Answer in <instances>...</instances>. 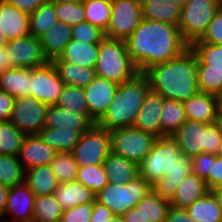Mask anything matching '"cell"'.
<instances>
[{"label": "cell", "mask_w": 222, "mask_h": 222, "mask_svg": "<svg viewBox=\"0 0 222 222\" xmlns=\"http://www.w3.org/2000/svg\"><path fill=\"white\" fill-rule=\"evenodd\" d=\"M56 22H58V18L55 5L46 2L29 14V35L40 39Z\"/></svg>", "instance_id": "cell-35"}, {"label": "cell", "mask_w": 222, "mask_h": 222, "mask_svg": "<svg viewBox=\"0 0 222 222\" xmlns=\"http://www.w3.org/2000/svg\"><path fill=\"white\" fill-rule=\"evenodd\" d=\"M128 54L138 72L179 56L189 45L178 26L143 19L125 40Z\"/></svg>", "instance_id": "cell-1"}, {"label": "cell", "mask_w": 222, "mask_h": 222, "mask_svg": "<svg viewBox=\"0 0 222 222\" xmlns=\"http://www.w3.org/2000/svg\"><path fill=\"white\" fill-rule=\"evenodd\" d=\"M63 210L74 208L81 204L94 203L96 194L79 181L59 183L53 193Z\"/></svg>", "instance_id": "cell-24"}, {"label": "cell", "mask_w": 222, "mask_h": 222, "mask_svg": "<svg viewBox=\"0 0 222 222\" xmlns=\"http://www.w3.org/2000/svg\"><path fill=\"white\" fill-rule=\"evenodd\" d=\"M114 215L115 214L110 211L105 205H102L95 200L90 222H105Z\"/></svg>", "instance_id": "cell-51"}, {"label": "cell", "mask_w": 222, "mask_h": 222, "mask_svg": "<svg viewBox=\"0 0 222 222\" xmlns=\"http://www.w3.org/2000/svg\"><path fill=\"white\" fill-rule=\"evenodd\" d=\"M108 182L113 184H127L139 175L138 166L123 156L114 154L112 151L103 162Z\"/></svg>", "instance_id": "cell-28"}, {"label": "cell", "mask_w": 222, "mask_h": 222, "mask_svg": "<svg viewBox=\"0 0 222 222\" xmlns=\"http://www.w3.org/2000/svg\"><path fill=\"white\" fill-rule=\"evenodd\" d=\"M149 89L147 76L140 72L119 84L107 112L96 124L109 132L132 127Z\"/></svg>", "instance_id": "cell-4"}, {"label": "cell", "mask_w": 222, "mask_h": 222, "mask_svg": "<svg viewBox=\"0 0 222 222\" xmlns=\"http://www.w3.org/2000/svg\"><path fill=\"white\" fill-rule=\"evenodd\" d=\"M217 187H222V158L215 155L214 163L209 171V189Z\"/></svg>", "instance_id": "cell-49"}, {"label": "cell", "mask_w": 222, "mask_h": 222, "mask_svg": "<svg viewBox=\"0 0 222 222\" xmlns=\"http://www.w3.org/2000/svg\"><path fill=\"white\" fill-rule=\"evenodd\" d=\"M72 36L71 26L63 22H56L48 32L40 38L42 52L48 61L59 57L64 47L70 42Z\"/></svg>", "instance_id": "cell-27"}, {"label": "cell", "mask_w": 222, "mask_h": 222, "mask_svg": "<svg viewBox=\"0 0 222 222\" xmlns=\"http://www.w3.org/2000/svg\"><path fill=\"white\" fill-rule=\"evenodd\" d=\"M84 0H48L51 3H82Z\"/></svg>", "instance_id": "cell-60"}, {"label": "cell", "mask_w": 222, "mask_h": 222, "mask_svg": "<svg viewBox=\"0 0 222 222\" xmlns=\"http://www.w3.org/2000/svg\"><path fill=\"white\" fill-rule=\"evenodd\" d=\"M220 6L214 0H185L181 7L178 29L189 46L204 35Z\"/></svg>", "instance_id": "cell-9"}, {"label": "cell", "mask_w": 222, "mask_h": 222, "mask_svg": "<svg viewBox=\"0 0 222 222\" xmlns=\"http://www.w3.org/2000/svg\"><path fill=\"white\" fill-rule=\"evenodd\" d=\"M14 97L0 90V122L9 121L14 104Z\"/></svg>", "instance_id": "cell-50"}, {"label": "cell", "mask_w": 222, "mask_h": 222, "mask_svg": "<svg viewBox=\"0 0 222 222\" xmlns=\"http://www.w3.org/2000/svg\"><path fill=\"white\" fill-rule=\"evenodd\" d=\"M25 182V170L17 156L0 154V183L14 187Z\"/></svg>", "instance_id": "cell-40"}, {"label": "cell", "mask_w": 222, "mask_h": 222, "mask_svg": "<svg viewBox=\"0 0 222 222\" xmlns=\"http://www.w3.org/2000/svg\"><path fill=\"white\" fill-rule=\"evenodd\" d=\"M83 7L87 22L106 31L111 16V0H84Z\"/></svg>", "instance_id": "cell-38"}, {"label": "cell", "mask_w": 222, "mask_h": 222, "mask_svg": "<svg viewBox=\"0 0 222 222\" xmlns=\"http://www.w3.org/2000/svg\"><path fill=\"white\" fill-rule=\"evenodd\" d=\"M56 153L38 134H34L25 136L17 157L26 171L37 166L50 165Z\"/></svg>", "instance_id": "cell-19"}, {"label": "cell", "mask_w": 222, "mask_h": 222, "mask_svg": "<svg viewBox=\"0 0 222 222\" xmlns=\"http://www.w3.org/2000/svg\"><path fill=\"white\" fill-rule=\"evenodd\" d=\"M50 167L59 183H66L76 179L78 164L72 153L57 152Z\"/></svg>", "instance_id": "cell-42"}, {"label": "cell", "mask_w": 222, "mask_h": 222, "mask_svg": "<svg viewBox=\"0 0 222 222\" xmlns=\"http://www.w3.org/2000/svg\"><path fill=\"white\" fill-rule=\"evenodd\" d=\"M48 107L32 96L16 97L9 121L25 135L38 134L45 125Z\"/></svg>", "instance_id": "cell-13"}, {"label": "cell", "mask_w": 222, "mask_h": 222, "mask_svg": "<svg viewBox=\"0 0 222 222\" xmlns=\"http://www.w3.org/2000/svg\"><path fill=\"white\" fill-rule=\"evenodd\" d=\"M122 216L124 222H145L144 216L137 207L128 210Z\"/></svg>", "instance_id": "cell-54"}, {"label": "cell", "mask_w": 222, "mask_h": 222, "mask_svg": "<svg viewBox=\"0 0 222 222\" xmlns=\"http://www.w3.org/2000/svg\"><path fill=\"white\" fill-rule=\"evenodd\" d=\"M210 191L214 194L218 205L222 209V187H217V188L211 189Z\"/></svg>", "instance_id": "cell-57"}, {"label": "cell", "mask_w": 222, "mask_h": 222, "mask_svg": "<svg viewBox=\"0 0 222 222\" xmlns=\"http://www.w3.org/2000/svg\"><path fill=\"white\" fill-rule=\"evenodd\" d=\"M152 186L140 175L127 184L108 183L96 194L95 200L115 215H123L152 191Z\"/></svg>", "instance_id": "cell-7"}, {"label": "cell", "mask_w": 222, "mask_h": 222, "mask_svg": "<svg viewBox=\"0 0 222 222\" xmlns=\"http://www.w3.org/2000/svg\"><path fill=\"white\" fill-rule=\"evenodd\" d=\"M161 137L173 136L187 121L182 101L165 99L161 111Z\"/></svg>", "instance_id": "cell-34"}, {"label": "cell", "mask_w": 222, "mask_h": 222, "mask_svg": "<svg viewBox=\"0 0 222 222\" xmlns=\"http://www.w3.org/2000/svg\"><path fill=\"white\" fill-rule=\"evenodd\" d=\"M32 68H12L0 75V90L12 97L31 96Z\"/></svg>", "instance_id": "cell-29"}, {"label": "cell", "mask_w": 222, "mask_h": 222, "mask_svg": "<svg viewBox=\"0 0 222 222\" xmlns=\"http://www.w3.org/2000/svg\"><path fill=\"white\" fill-rule=\"evenodd\" d=\"M63 212L53 194L38 196L33 207V222H60Z\"/></svg>", "instance_id": "cell-37"}, {"label": "cell", "mask_w": 222, "mask_h": 222, "mask_svg": "<svg viewBox=\"0 0 222 222\" xmlns=\"http://www.w3.org/2000/svg\"><path fill=\"white\" fill-rule=\"evenodd\" d=\"M216 104H217V113L222 114V91L215 94Z\"/></svg>", "instance_id": "cell-58"}, {"label": "cell", "mask_w": 222, "mask_h": 222, "mask_svg": "<svg viewBox=\"0 0 222 222\" xmlns=\"http://www.w3.org/2000/svg\"><path fill=\"white\" fill-rule=\"evenodd\" d=\"M185 210L197 222H222V209L211 191L187 206Z\"/></svg>", "instance_id": "cell-33"}, {"label": "cell", "mask_w": 222, "mask_h": 222, "mask_svg": "<svg viewBox=\"0 0 222 222\" xmlns=\"http://www.w3.org/2000/svg\"><path fill=\"white\" fill-rule=\"evenodd\" d=\"M190 48L198 58L197 79L200 92L222 91V44L193 42Z\"/></svg>", "instance_id": "cell-8"}, {"label": "cell", "mask_w": 222, "mask_h": 222, "mask_svg": "<svg viewBox=\"0 0 222 222\" xmlns=\"http://www.w3.org/2000/svg\"><path fill=\"white\" fill-rule=\"evenodd\" d=\"M139 175L162 198L170 200L181 181L191 172V158L184 156L170 136L156 138L138 166Z\"/></svg>", "instance_id": "cell-2"}, {"label": "cell", "mask_w": 222, "mask_h": 222, "mask_svg": "<svg viewBox=\"0 0 222 222\" xmlns=\"http://www.w3.org/2000/svg\"><path fill=\"white\" fill-rule=\"evenodd\" d=\"M9 59L12 68H34L48 62L42 52L40 39L26 35L7 41Z\"/></svg>", "instance_id": "cell-15"}, {"label": "cell", "mask_w": 222, "mask_h": 222, "mask_svg": "<svg viewBox=\"0 0 222 222\" xmlns=\"http://www.w3.org/2000/svg\"><path fill=\"white\" fill-rule=\"evenodd\" d=\"M111 152V135L97 124L82 133L72 150L78 167L101 165Z\"/></svg>", "instance_id": "cell-10"}, {"label": "cell", "mask_w": 222, "mask_h": 222, "mask_svg": "<svg viewBox=\"0 0 222 222\" xmlns=\"http://www.w3.org/2000/svg\"><path fill=\"white\" fill-rule=\"evenodd\" d=\"M164 98L157 92L149 89L144 97L143 105L135 119L133 127L156 138L161 137V111Z\"/></svg>", "instance_id": "cell-18"}, {"label": "cell", "mask_w": 222, "mask_h": 222, "mask_svg": "<svg viewBox=\"0 0 222 222\" xmlns=\"http://www.w3.org/2000/svg\"><path fill=\"white\" fill-rule=\"evenodd\" d=\"M111 151L139 166L150 152L156 137L132 127L110 131Z\"/></svg>", "instance_id": "cell-11"}, {"label": "cell", "mask_w": 222, "mask_h": 222, "mask_svg": "<svg viewBox=\"0 0 222 222\" xmlns=\"http://www.w3.org/2000/svg\"><path fill=\"white\" fill-rule=\"evenodd\" d=\"M25 183L36 197L53 194L59 185L50 165L27 169L25 171Z\"/></svg>", "instance_id": "cell-30"}, {"label": "cell", "mask_w": 222, "mask_h": 222, "mask_svg": "<svg viewBox=\"0 0 222 222\" xmlns=\"http://www.w3.org/2000/svg\"><path fill=\"white\" fill-rule=\"evenodd\" d=\"M11 5L28 14L34 12L40 5L48 2V0H6Z\"/></svg>", "instance_id": "cell-53"}, {"label": "cell", "mask_w": 222, "mask_h": 222, "mask_svg": "<svg viewBox=\"0 0 222 222\" xmlns=\"http://www.w3.org/2000/svg\"><path fill=\"white\" fill-rule=\"evenodd\" d=\"M75 180L81 182L95 194L109 183L103 164L78 167Z\"/></svg>", "instance_id": "cell-43"}, {"label": "cell", "mask_w": 222, "mask_h": 222, "mask_svg": "<svg viewBox=\"0 0 222 222\" xmlns=\"http://www.w3.org/2000/svg\"><path fill=\"white\" fill-rule=\"evenodd\" d=\"M163 222H197L193 220L183 208L169 207L166 218Z\"/></svg>", "instance_id": "cell-52"}, {"label": "cell", "mask_w": 222, "mask_h": 222, "mask_svg": "<svg viewBox=\"0 0 222 222\" xmlns=\"http://www.w3.org/2000/svg\"><path fill=\"white\" fill-rule=\"evenodd\" d=\"M214 124L217 126L218 130L222 133V114L217 113Z\"/></svg>", "instance_id": "cell-59"}, {"label": "cell", "mask_w": 222, "mask_h": 222, "mask_svg": "<svg viewBox=\"0 0 222 222\" xmlns=\"http://www.w3.org/2000/svg\"><path fill=\"white\" fill-rule=\"evenodd\" d=\"M94 124L89 114H79L73 110L69 111L57 105H51L48 107L43 128L76 129L84 133Z\"/></svg>", "instance_id": "cell-20"}, {"label": "cell", "mask_w": 222, "mask_h": 222, "mask_svg": "<svg viewBox=\"0 0 222 222\" xmlns=\"http://www.w3.org/2000/svg\"><path fill=\"white\" fill-rule=\"evenodd\" d=\"M209 191L206 181L190 172L181 181L173 197L169 200L170 206L185 209L199 198L205 196Z\"/></svg>", "instance_id": "cell-22"}, {"label": "cell", "mask_w": 222, "mask_h": 222, "mask_svg": "<svg viewBox=\"0 0 222 222\" xmlns=\"http://www.w3.org/2000/svg\"><path fill=\"white\" fill-rule=\"evenodd\" d=\"M94 69L96 76L118 85L139 73L128 54L125 40L108 37L98 44V57Z\"/></svg>", "instance_id": "cell-5"}, {"label": "cell", "mask_w": 222, "mask_h": 222, "mask_svg": "<svg viewBox=\"0 0 222 222\" xmlns=\"http://www.w3.org/2000/svg\"><path fill=\"white\" fill-rule=\"evenodd\" d=\"M60 79L65 85H72L84 88L95 78V69L85 66H78L67 61H52Z\"/></svg>", "instance_id": "cell-32"}, {"label": "cell", "mask_w": 222, "mask_h": 222, "mask_svg": "<svg viewBox=\"0 0 222 222\" xmlns=\"http://www.w3.org/2000/svg\"><path fill=\"white\" fill-rule=\"evenodd\" d=\"M194 42L222 44V5L216 11L204 35L199 40H196Z\"/></svg>", "instance_id": "cell-47"}, {"label": "cell", "mask_w": 222, "mask_h": 222, "mask_svg": "<svg viewBox=\"0 0 222 222\" xmlns=\"http://www.w3.org/2000/svg\"><path fill=\"white\" fill-rule=\"evenodd\" d=\"M143 19L178 26L181 6L175 0H141Z\"/></svg>", "instance_id": "cell-25"}, {"label": "cell", "mask_w": 222, "mask_h": 222, "mask_svg": "<svg viewBox=\"0 0 222 222\" xmlns=\"http://www.w3.org/2000/svg\"><path fill=\"white\" fill-rule=\"evenodd\" d=\"M215 155L199 153L191 158V172L206 181L209 188V171L214 163Z\"/></svg>", "instance_id": "cell-46"}, {"label": "cell", "mask_w": 222, "mask_h": 222, "mask_svg": "<svg viewBox=\"0 0 222 222\" xmlns=\"http://www.w3.org/2000/svg\"><path fill=\"white\" fill-rule=\"evenodd\" d=\"M187 120L214 123L217 115L215 94L199 92L188 100L183 101Z\"/></svg>", "instance_id": "cell-23"}, {"label": "cell", "mask_w": 222, "mask_h": 222, "mask_svg": "<svg viewBox=\"0 0 222 222\" xmlns=\"http://www.w3.org/2000/svg\"><path fill=\"white\" fill-rule=\"evenodd\" d=\"M36 196L32 193L28 185L24 182L14 187H10L7 205L2 221L5 222H33V207ZM12 216V219L5 217ZM5 216V217H4Z\"/></svg>", "instance_id": "cell-17"}, {"label": "cell", "mask_w": 222, "mask_h": 222, "mask_svg": "<svg viewBox=\"0 0 222 222\" xmlns=\"http://www.w3.org/2000/svg\"><path fill=\"white\" fill-rule=\"evenodd\" d=\"M98 57V44L71 39L59 57L52 61H67L78 66L94 68Z\"/></svg>", "instance_id": "cell-26"}, {"label": "cell", "mask_w": 222, "mask_h": 222, "mask_svg": "<svg viewBox=\"0 0 222 222\" xmlns=\"http://www.w3.org/2000/svg\"><path fill=\"white\" fill-rule=\"evenodd\" d=\"M136 207L141 211L145 222H163L170 207V202L152 190Z\"/></svg>", "instance_id": "cell-36"}, {"label": "cell", "mask_w": 222, "mask_h": 222, "mask_svg": "<svg viewBox=\"0 0 222 222\" xmlns=\"http://www.w3.org/2000/svg\"><path fill=\"white\" fill-rule=\"evenodd\" d=\"M56 105L79 114H89L84 89L81 87L65 85Z\"/></svg>", "instance_id": "cell-41"}, {"label": "cell", "mask_w": 222, "mask_h": 222, "mask_svg": "<svg viewBox=\"0 0 222 222\" xmlns=\"http://www.w3.org/2000/svg\"><path fill=\"white\" fill-rule=\"evenodd\" d=\"M94 203H86L64 210L60 222H90Z\"/></svg>", "instance_id": "cell-48"}, {"label": "cell", "mask_w": 222, "mask_h": 222, "mask_svg": "<svg viewBox=\"0 0 222 222\" xmlns=\"http://www.w3.org/2000/svg\"><path fill=\"white\" fill-rule=\"evenodd\" d=\"M71 29V38L85 43L99 44L105 38L103 30L86 20L72 26Z\"/></svg>", "instance_id": "cell-45"}, {"label": "cell", "mask_w": 222, "mask_h": 222, "mask_svg": "<svg viewBox=\"0 0 222 222\" xmlns=\"http://www.w3.org/2000/svg\"><path fill=\"white\" fill-rule=\"evenodd\" d=\"M7 39L4 35V32L1 30V27H0V48L1 47H5L7 45Z\"/></svg>", "instance_id": "cell-61"}, {"label": "cell", "mask_w": 222, "mask_h": 222, "mask_svg": "<svg viewBox=\"0 0 222 222\" xmlns=\"http://www.w3.org/2000/svg\"><path fill=\"white\" fill-rule=\"evenodd\" d=\"M198 58L190 46L179 56L148 68L144 74L150 89L164 99L185 101L200 92L197 79Z\"/></svg>", "instance_id": "cell-3"}, {"label": "cell", "mask_w": 222, "mask_h": 222, "mask_svg": "<svg viewBox=\"0 0 222 222\" xmlns=\"http://www.w3.org/2000/svg\"><path fill=\"white\" fill-rule=\"evenodd\" d=\"M215 2H217L219 5H222V0H214Z\"/></svg>", "instance_id": "cell-65"}, {"label": "cell", "mask_w": 222, "mask_h": 222, "mask_svg": "<svg viewBox=\"0 0 222 222\" xmlns=\"http://www.w3.org/2000/svg\"><path fill=\"white\" fill-rule=\"evenodd\" d=\"M59 22L74 26L86 20L82 3H54Z\"/></svg>", "instance_id": "cell-44"}, {"label": "cell", "mask_w": 222, "mask_h": 222, "mask_svg": "<svg viewBox=\"0 0 222 222\" xmlns=\"http://www.w3.org/2000/svg\"><path fill=\"white\" fill-rule=\"evenodd\" d=\"M217 156L222 158V142H221V144L219 146V150L217 152Z\"/></svg>", "instance_id": "cell-63"}, {"label": "cell", "mask_w": 222, "mask_h": 222, "mask_svg": "<svg viewBox=\"0 0 222 222\" xmlns=\"http://www.w3.org/2000/svg\"><path fill=\"white\" fill-rule=\"evenodd\" d=\"M11 69V60L9 59L7 47L0 48V75Z\"/></svg>", "instance_id": "cell-55"}, {"label": "cell", "mask_w": 222, "mask_h": 222, "mask_svg": "<svg viewBox=\"0 0 222 222\" xmlns=\"http://www.w3.org/2000/svg\"><path fill=\"white\" fill-rule=\"evenodd\" d=\"M38 135L56 152L71 153L82 133L76 129L42 128Z\"/></svg>", "instance_id": "cell-31"}, {"label": "cell", "mask_w": 222, "mask_h": 222, "mask_svg": "<svg viewBox=\"0 0 222 222\" xmlns=\"http://www.w3.org/2000/svg\"><path fill=\"white\" fill-rule=\"evenodd\" d=\"M117 87V83L95 76L94 80L88 86L83 88L89 116L95 124L107 112Z\"/></svg>", "instance_id": "cell-16"}, {"label": "cell", "mask_w": 222, "mask_h": 222, "mask_svg": "<svg viewBox=\"0 0 222 222\" xmlns=\"http://www.w3.org/2000/svg\"><path fill=\"white\" fill-rule=\"evenodd\" d=\"M25 136L10 121L0 122V154L18 156Z\"/></svg>", "instance_id": "cell-39"}, {"label": "cell", "mask_w": 222, "mask_h": 222, "mask_svg": "<svg viewBox=\"0 0 222 222\" xmlns=\"http://www.w3.org/2000/svg\"><path fill=\"white\" fill-rule=\"evenodd\" d=\"M10 187L0 183V217H3L8 201Z\"/></svg>", "instance_id": "cell-56"}, {"label": "cell", "mask_w": 222, "mask_h": 222, "mask_svg": "<svg viewBox=\"0 0 222 222\" xmlns=\"http://www.w3.org/2000/svg\"><path fill=\"white\" fill-rule=\"evenodd\" d=\"M105 222H124V220H123L122 215H114L113 217H111L110 219H108Z\"/></svg>", "instance_id": "cell-62"}, {"label": "cell", "mask_w": 222, "mask_h": 222, "mask_svg": "<svg viewBox=\"0 0 222 222\" xmlns=\"http://www.w3.org/2000/svg\"><path fill=\"white\" fill-rule=\"evenodd\" d=\"M142 20L141 0H111V16L105 37L126 40Z\"/></svg>", "instance_id": "cell-12"}, {"label": "cell", "mask_w": 222, "mask_h": 222, "mask_svg": "<svg viewBox=\"0 0 222 222\" xmlns=\"http://www.w3.org/2000/svg\"><path fill=\"white\" fill-rule=\"evenodd\" d=\"M175 2L182 7L185 0H175Z\"/></svg>", "instance_id": "cell-64"}, {"label": "cell", "mask_w": 222, "mask_h": 222, "mask_svg": "<svg viewBox=\"0 0 222 222\" xmlns=\"http://www.w3.org/2000/svg\"><path fill=\"white\" fill-rule=\"evenodd\" d=\"M184 156L192 158L199 153L217 155L222 142V133L212 123L187 120L178 131L171 136Z\"/></svg>", "instance_id": "cell-6"}, {"label": "cell", "mask_w": 222, "mask_h": 222, "mask_svg": "<svg viewBox=\"0 0 222 222\" xmlns=\"http://www.w3.org/2000/svg\"><path fill=\"white\" fill-rule=\"evenodd\" d=\"M0 27L7 40L29 35V14L7 1L0 2Z\"/></svg>", "instance_id": "cell-21"}, {"label": "cell", "mask_w": 222, "mask_h": 222, "mask_svg": "<svg viewBox=\"0 0 222 222\" xmlns=\"http://www.w3.org/2000/svg\"><path fill=\"white\" fill-rule=\"evenodd\" d=\"M65 87L52 61L32 68L31 96L47 106L56 105Z\"/></svg>", "instance_id": "cell-14"}]
</instances>
